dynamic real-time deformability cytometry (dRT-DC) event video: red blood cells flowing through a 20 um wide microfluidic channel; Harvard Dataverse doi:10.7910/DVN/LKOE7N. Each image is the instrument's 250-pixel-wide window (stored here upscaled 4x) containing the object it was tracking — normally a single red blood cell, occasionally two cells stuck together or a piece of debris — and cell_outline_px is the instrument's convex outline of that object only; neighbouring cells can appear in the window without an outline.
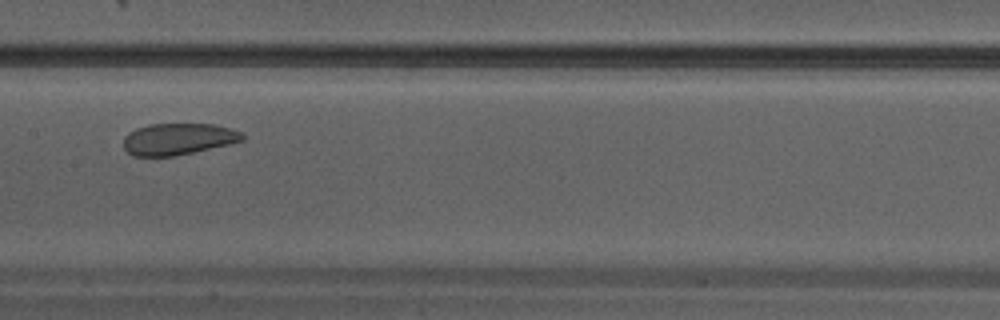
{"species": "Egyptian fruit bat (a non-hibernating species)", "species_latin": "Rousettus aegyptiacus", "temperature_condition": "warm", "stored_images_in_passage": 26, "camera_frame_rate_fps": 3000, "um_per_image_px": 0.085, "animal": {"sex": "male"}, "frame": {"image": 1, "passage_image": 8, "time_ms": 2.333, "image_size_px": [1000, 320], "cell_outline_px": [[244, 140], [228, 144], [176, 156], [132, 156], [124, 148], [124, 136], [128, 132], [136, 128], [148, 124], [216, 124], [240, 132], [244, 136]], "centroid_in_image_um": [15.1, 11.81], "position_along_channel_um": 192.3, "area_um2": 21.85}}